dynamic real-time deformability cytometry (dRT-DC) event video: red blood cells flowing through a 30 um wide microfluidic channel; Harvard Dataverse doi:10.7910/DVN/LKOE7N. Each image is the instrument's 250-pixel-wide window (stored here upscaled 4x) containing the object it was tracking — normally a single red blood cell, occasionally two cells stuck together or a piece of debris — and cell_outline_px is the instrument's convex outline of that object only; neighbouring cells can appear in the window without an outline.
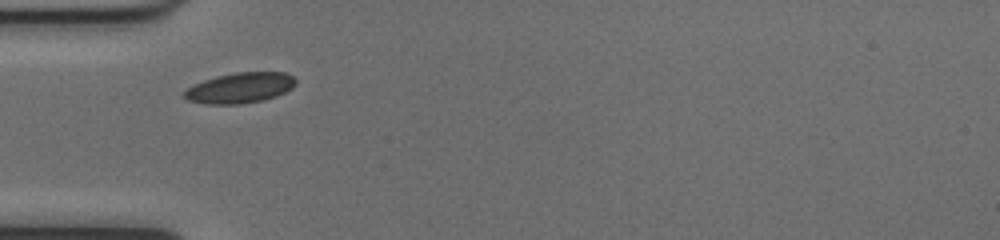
{"species": "common noctule bat (a hibernating species)", "species_latin": "Nyctalus noctula", "temperature_condition": "cold", "stored_images_in_passage": 36, "camera_frame_rate_fps": 3000, "um_per_image_px": 0.085, "animal": {"sex": "female", "body_mass_g": 17.0, "forearm_length_mm": 48.0}, "frame": {"image": 1, "passage_image": 1, "time_ms": 0.0, "image_size_px": [1000, 240], "cell_outline_px": [[296, 84], [292, 88], [276, 96], [264, 100], [240, 104], [204, 104], [188, 100], [180, 96], [192, 84], [216, 76], [236, 72], [284, 72], [292, 76], [296, 80]], "centroid_in_image_um": [20.37, 7.47], "position_along_channel_um": 64.6, "area_um2": 19.94}}
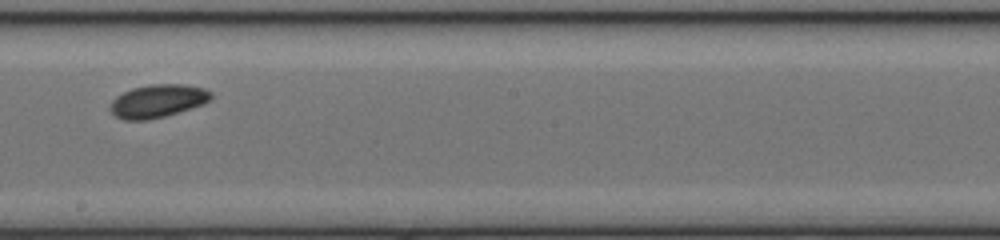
{"frame": {"image": 2, "passage_image": 14, "time_ms": 4.333, "image_size_px": [1000, 240], "cell_outline_px": [[212, 96], [204, 104], [164, 116], [148, 120], [124, 120], [116, 116], [108, 108], [112, 100], [116, 96], [132, 88], [152, 84], [184, 84], [204, 88], [212, 92]], "centroid_in_image_um": [13.39, 8.58], "position_along_channel_um": 234.8, "area_um2": 19.36}}
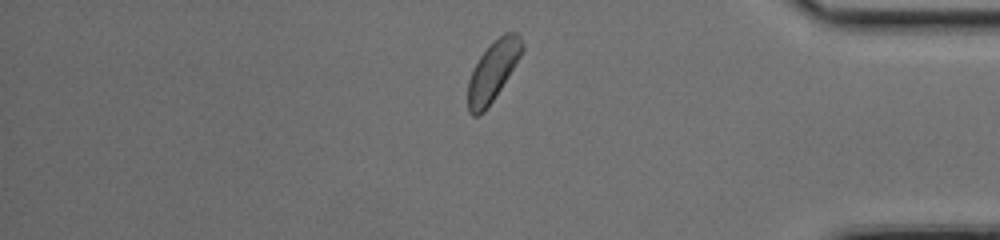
{"frame": {"image": 3, "passage_image": 28, "time_ms": 9.0, "image_size_px": [1000, 240], "cell_outline_px": [[524, 48], [520, 56], [500, 88], [484, 112], [476, 116], [472, 116], [468, 112], [468, 80], [480, 56], [504, 32], [516, 32], [520, 36], [524, 44]], "centroid_in_image_um": [41.89, 6.05], "position_along_channel_um": 393.3, "area_um2": 18.26}, "authors_computed_cell_mechanics": {"area_um2": 18.9873, "velocity_mm_per_s": 3.9541, "shape_relaxation_time_tau1_ms": 1.652, "shape_relaxation_time_tau2_ms": null, "deformation_change_tau1": 0.0629, "deformation_change_tau2": null}}